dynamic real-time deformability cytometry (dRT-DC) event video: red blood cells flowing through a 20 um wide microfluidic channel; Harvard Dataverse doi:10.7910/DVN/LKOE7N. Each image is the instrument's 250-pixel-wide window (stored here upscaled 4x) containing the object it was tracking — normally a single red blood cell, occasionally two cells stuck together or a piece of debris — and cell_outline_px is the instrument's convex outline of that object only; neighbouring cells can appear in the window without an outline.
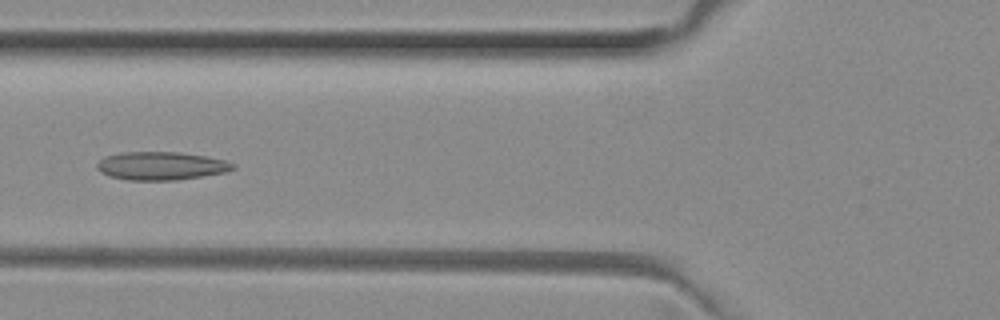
{"species": "common noctule bat (a hibernating species)", "species_latin": "Nyctalus noctula", "temperature_condition": "room temperature", "stored_images_in_passage": 52, "camera_frame_rate_fps": 3000, "um_per_image_px": 0.085, "animal": {"sex": "female", "body_mass_g": 29.2, "forearm_length_mm": 56.3}, "frame": {"image": 1, "passage_image": 19, "time_ms": 6.0, "image_size_px": [1000, 320], "cell_outline_px": [[236, 168], [224, 172], [176, 180], [128, 180], [108, 176], [100, 172], [96, 168], [96, 164], [104, 156], [124, 152], [180, 152], [208, 156], [224, 160], [236, 164]], "centroid_in_image_um": [13.67, 14.09], "position_along_channel_um": 112.1, "area_um2": 22.43}}
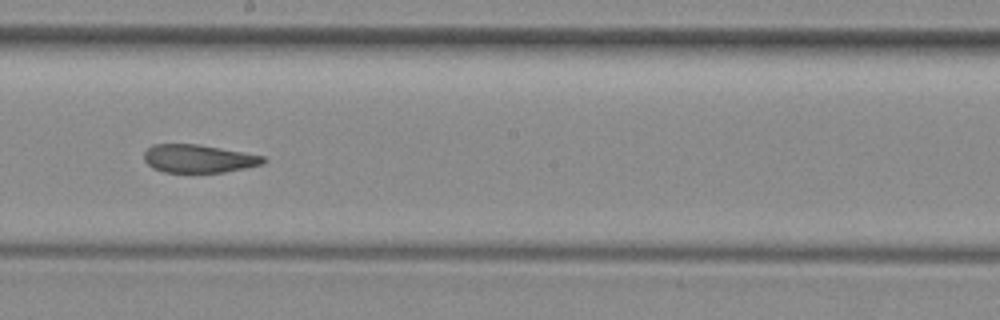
{"frame": {"image": 2, "passage_image": 28, "time_ms": 9.0, "image_size_px": [1000, 320], "cell_outline_px": [[268, 160], [264, 164], [224, 172], [164, 172], [152, 168], [144, 160], [144, 152], [152, 144], [196, 144], [220, 148], [264, 156]], "centroid_in_image_um": [16.87, 13.48], "position_along_channel_um": 231.3, "area_um2": 19.48}}
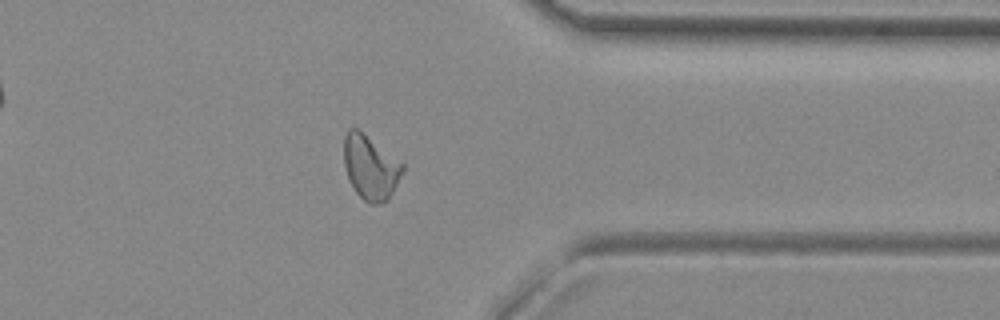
{"frame": {"image": 3, "passage_image": 40, "time_ms": 13.0, "image_size_px": [1000, 320], "cell_outline_px": [[404, 172], [388, 200], [384, 204], [368, 204], [356, 192], [348, 176], [344, 164], [344, 136], [348, 128], [356, 128], [404, 164]], "centroid_in_image_um": [31.5, 14.26], "position_along_channel_um": 379.9, "area_um2": 21.79}, "authors_computed_cell_mechanics": {"area_um2": 21.8773, "velocity_mm_per_s": 3.9793, "shape_relaxation_time_tau1_ms": null, "shape_relaxation_time_tau2_ms": 2.3995, "deformation_change_tau1": null, "deformation_change_tau2": 0.1044}}